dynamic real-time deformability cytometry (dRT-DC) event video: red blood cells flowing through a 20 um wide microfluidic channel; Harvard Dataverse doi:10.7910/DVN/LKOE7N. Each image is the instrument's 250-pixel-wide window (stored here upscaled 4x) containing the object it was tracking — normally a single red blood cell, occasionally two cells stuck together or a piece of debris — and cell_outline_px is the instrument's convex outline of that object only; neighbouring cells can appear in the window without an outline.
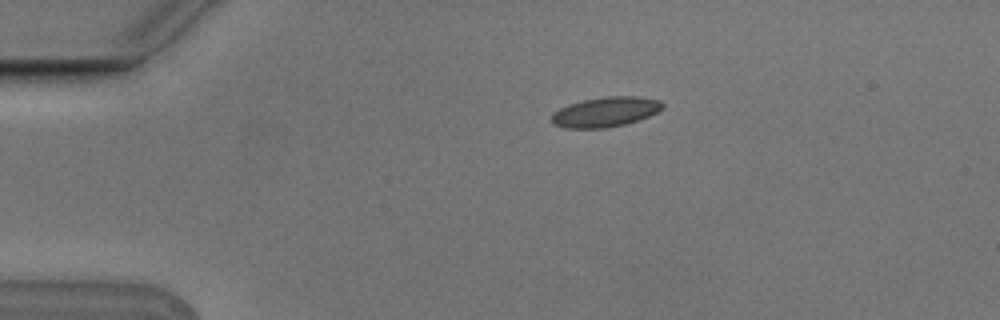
{"species": "Egyptian fruit bat (a non-hibernating species)", "species_latin": "Rousettus aegyptiacus", "temperature_condition": "cold", "stored_images_in_passage": 6, "camera_frame_rate_fps": 3000, "um_per_image_px": 0.085, "animal": {"sex": "male"}, "frame": {"image": 1, "passage_image": 6, "time_ms": 1.667, "image_size_px": [1000, 320], "cell_outline_px": [[664, 108], [648, 116], [624, 124], [604, 128], [564, 128], [552, 124], [552, 112], [568, 104], [584, 100], [608, 96], [636, 96], [660, 100], [664, 104]], "centroid_in_image_um": [51.44, 9.51], "position_along_channel_um": 33.6, "area_um2": 19.25}}